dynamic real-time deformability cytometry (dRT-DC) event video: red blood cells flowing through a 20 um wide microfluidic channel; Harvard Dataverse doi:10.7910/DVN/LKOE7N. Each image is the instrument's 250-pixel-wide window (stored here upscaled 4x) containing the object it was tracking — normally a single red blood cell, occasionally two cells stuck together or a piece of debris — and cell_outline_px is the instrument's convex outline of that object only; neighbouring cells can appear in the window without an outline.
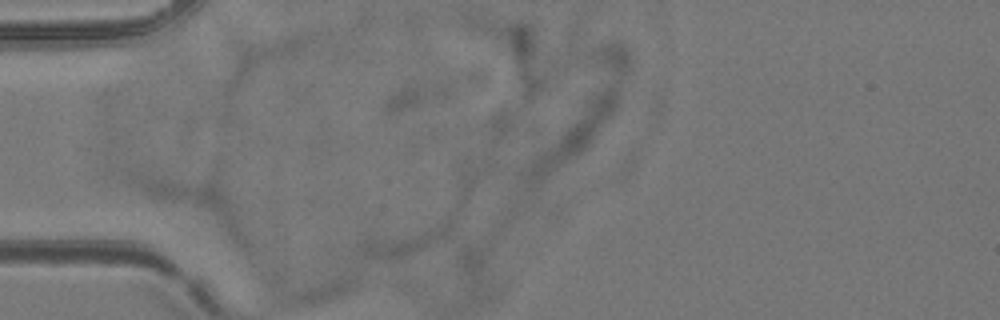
{"species": "common noctule bat (a hibernating species)", "species_latin": "Nyctalus noctula", "temperature_condition": "room temperature", "stored_images_in_passage": 4, "camera_frame_rate_fps": 3000, "um_per_image_px": 0.085, "animal": {"sex": "female", "body_mass_g": 24.6, "forearm_length_mm": 56.2}, "frame": {"image": 1, "passage_image": 2, "time_ms": 0.333, "image_size_px": [1000, 320], "cell_outline_px": [[452, 224], [444, 236], [396, 260], [364, 256], [360, 252], [364, 236], [448, 220], [452, 220]], "centroid_in_image_um": [34.25, 20.44], "position_along_channel_um": 50.7, "area_um2": 14.51}}